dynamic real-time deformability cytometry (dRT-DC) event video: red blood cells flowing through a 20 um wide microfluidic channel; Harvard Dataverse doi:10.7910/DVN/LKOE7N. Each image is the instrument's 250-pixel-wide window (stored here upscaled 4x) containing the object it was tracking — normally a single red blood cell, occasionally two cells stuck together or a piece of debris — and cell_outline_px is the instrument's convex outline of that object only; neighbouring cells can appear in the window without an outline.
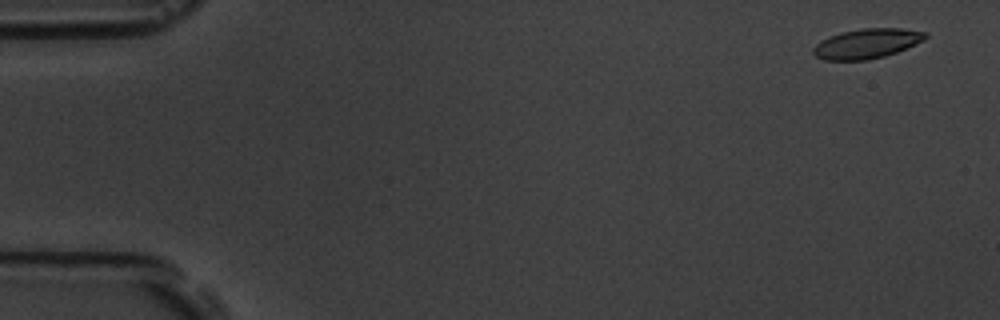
{"species": "common noctule bat (a hibernating species)", "species_latin": "Nyctalus noctula", "temperature_condition": "room temperature", "stored_images_in_passage": 4, "camera_frame_rate_fps": 3000, "um_per_image_px": 0.085, "animal": {"sex": "male", "body_mass_g": 19.5, "forearm_length_mm": 54.6}, "frame": {"image": 1, "passage_image": 1, "time_ms": 0.0, "image_size_px": [1000, 320], "cell_outline_px": [[928, 36], [924, 40], [896, 52], [884, 56], [868, 60], [824, 60], [816, 56], [812, 52], [812, 48], [820, 40], [840, 32], [864, 28], [900, 28], [928, 32]], "centroid_in_image_um": [73.66, 3.7], "position_along_channel_um": 11.3, "area_um2": 19.48}}